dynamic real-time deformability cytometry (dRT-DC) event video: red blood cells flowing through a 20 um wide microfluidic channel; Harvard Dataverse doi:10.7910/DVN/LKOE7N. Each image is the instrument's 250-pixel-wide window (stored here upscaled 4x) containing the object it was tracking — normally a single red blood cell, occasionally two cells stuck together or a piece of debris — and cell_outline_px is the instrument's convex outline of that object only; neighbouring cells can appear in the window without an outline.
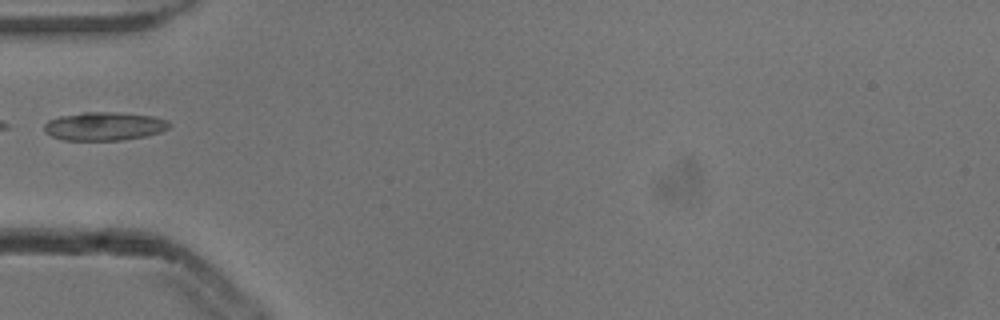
{"species": "common noctule bat (a hibernating species)", "species_latin": "Nyctalus noctula", "temperature_condition": "cold", "stored_images_in_passage": 4, "camera_frame_rate_fps": 3000, "um_per_image_px": 0.085, "animal": {"sex": "male", "body_mass_g": 13.3}, "frame": {"image": 1, "passage_image": 3, "time_ms": 0.667, "image_size_px": [1000, 320], "cell_outline_px": [[172, 124], [168, 128], [160, 132], [148, 136], [120, 140], [64, 140], [52, 136], [44, 132], [44, 124], [48, 120], [60, 116], [84, 112], [116, 112], [152, 116], [168, 120]], "centroid_in_image_um": [8.87, 10.73], "position_along_channel_um": 76.1, "area_um2": 20.81}}
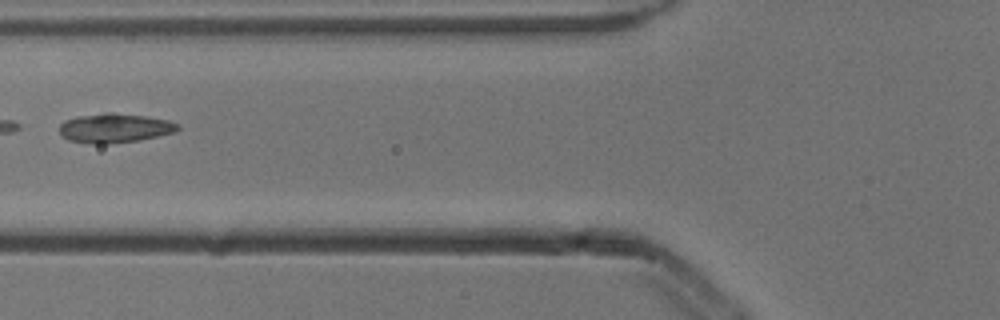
{"frame": {"image": 2, "passage_image": 4, "time_ms": 1.0, "image_size_px": [1000, 320], "cell_outline_px": [[180, 128], [172, 132], [140, 140], [104, 144], [92, 144], [68, 140], [60, 132], [60, 124], [64, 120], [76, 116], [104, 112], [112, 112], [144, 116], [168, 120], [180, 124]], "centroid_in_image_um": [9.72, 10.87], "position_along_channel_um": 116.1, "area_um2": 20.17}}